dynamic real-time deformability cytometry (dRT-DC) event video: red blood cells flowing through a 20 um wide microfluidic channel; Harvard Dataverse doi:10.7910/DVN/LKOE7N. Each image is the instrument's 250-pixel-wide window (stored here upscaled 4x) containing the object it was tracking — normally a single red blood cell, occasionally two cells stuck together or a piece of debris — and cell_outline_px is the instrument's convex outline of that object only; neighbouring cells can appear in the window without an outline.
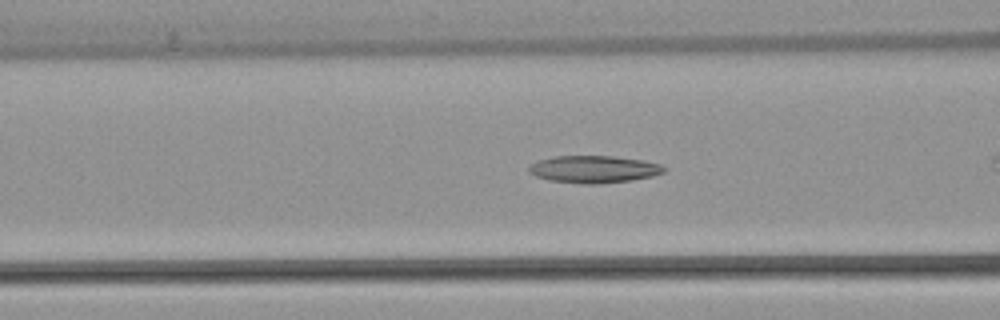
{"species": "common noctule bat (a hibernating species)", "species_latin": "Nyctalus noctula", "temperature_condition": "warm", "stored_images_in_passage": 38, "camera_frame_rate_fps": 3000, "um_per_image_px": 0.085, "animal": {"sex": "female", "body_mass_g": 22.7, "forearm_length_mm": 54.2}, "frame": {"image": 1, "passage_image": 5, "time_ms": 1.333, "image_size_px": [1000, 320], "cell_outline_px": [[668, 168], [664, 172], [652, 176], [632, 180], [600, 184], [584, 184], [548, 180], [536, 176], [528, 172], [528, 168], [532, 164], [540, 160], [552, 156], [612, 156], [644, 160], [660, 164]], "centroid_in_image_um": [50.5, 14.39], "position_along_channel_um": 116.1, "area_um2": 21.56}}
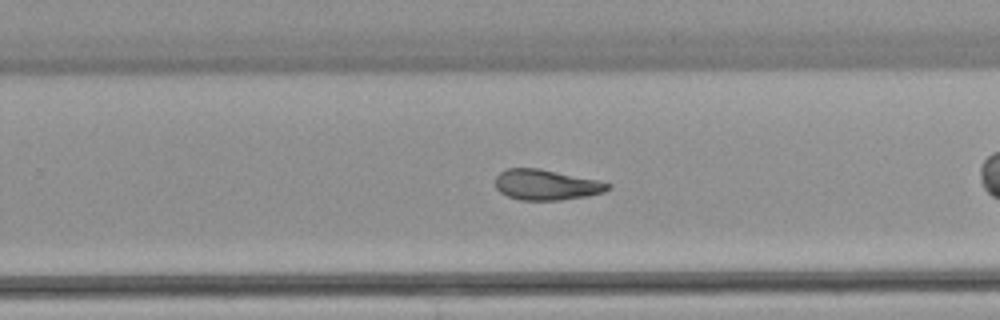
{"frame": {"image": 2, "passage_image": 18, "time_ms": 5.667, "image_size_px": [1000, 320], "cell_outline_px": [[612, 188], [604, 192], [588, 196], [560, 200], [520, 200], [508, 196], [500, 192], [496, 188], [496, 176], [500, 172], [508, 168], [540, 168], [596, 180], [612, 184]], "centroid_in_image_um": [46.44, 15.71], "position_along_channel_um": 283.4, "area_um2": 20.0}}
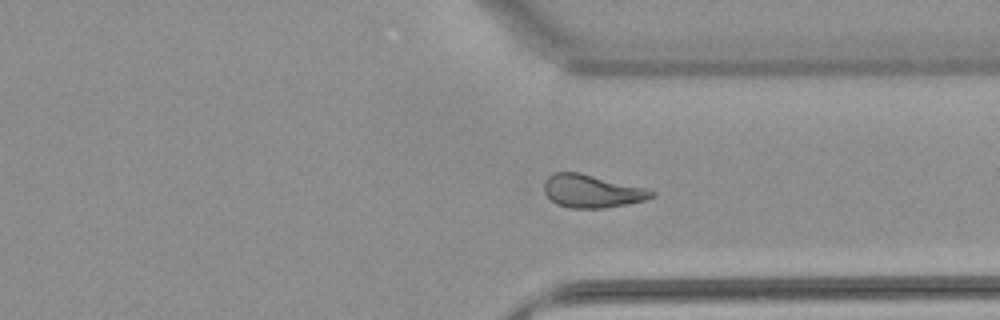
{"frame": {"image": 3, "passage_image": 24, "time_ms": 7.667, "image_size_px": [1000, 320], "cell_outline_px": [[656, 196], [644, 200], [604, 208], [568, 208], [556, 204], [544, 192], [544, 180], [552, 172], [580, 172], [644, 188], [656, 192]], "centroid_in_image_um": [50.27, 16.24], "position_along_channel_um": 361.1, "area_um2": 20.58}, "authors_computed_cell_mechanics": {"area_um2": 20.7213, "velocity_mm_per_s": 3.8745, "shape_relaxation_time_tau1_ms": 9.6026, "shape_relaxation_time_tau2_ms": 4.7479, "deformation_change_tau1": 0.2483, "deformation_change_tau2": 0.1421}}